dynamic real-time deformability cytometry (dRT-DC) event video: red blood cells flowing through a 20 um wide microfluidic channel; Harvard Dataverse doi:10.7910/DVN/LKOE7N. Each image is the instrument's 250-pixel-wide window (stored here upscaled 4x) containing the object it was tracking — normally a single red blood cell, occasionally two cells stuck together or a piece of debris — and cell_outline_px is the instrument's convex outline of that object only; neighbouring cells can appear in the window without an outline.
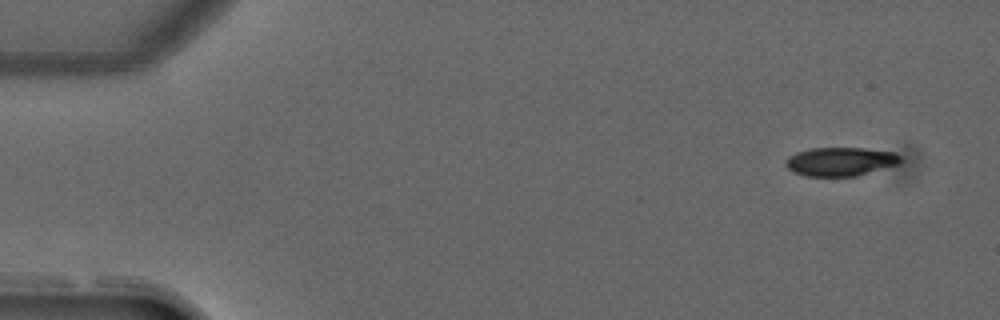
{"species": "common noctule bat (a hibernating species)", "species_latin": "Nyctalus noctula", "temperature_condition": "warm", "stored_images_in_passage": 1, "camera_frame_rate_fps": 3000, "um_per_image_px": 0.085, "animal": {"sex": "male", "forearm_length_mm": 52.5}, "frame": {"image": 1, "passage_image": 1, "time_ms": 0.0, "image_size_px": [1000, 320], "cell_outline_px": [[920, 160], [908, 180], [904, 184], [804, 176], [788, 168], [784, 164], [788, 156], [796, 152], [812, 148], [904, 144], [912, 144], [920, 152]], "centroid_in_image_um": [72.91, 13.84], "position_along_channel_um": 12.1, "area_um2": 29.94}}